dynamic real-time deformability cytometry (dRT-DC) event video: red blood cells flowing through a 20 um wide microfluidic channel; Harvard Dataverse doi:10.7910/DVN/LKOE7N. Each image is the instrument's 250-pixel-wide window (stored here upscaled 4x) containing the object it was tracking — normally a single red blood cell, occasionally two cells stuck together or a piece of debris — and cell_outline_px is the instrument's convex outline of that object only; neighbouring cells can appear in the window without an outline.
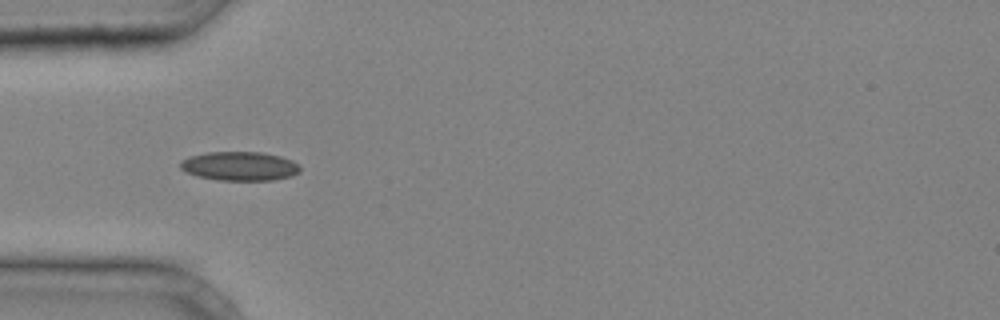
{"species": "common noctule bat (a hibernating species)", "species_latin": "Nyctalus noctula", "temperature_condition": "cold", "stored_images_in_passage": 39, "camera_frame_rate_fps": 3000, "um_per_image_px": 0.085, "animal": {"sex": "male", "body_mass_g": 20.4}, "frame": {"image": 1, "passage_image": 12, "time_ms": 3.667, "image_size_px": [1000, 320], "cell_outline_px": [[300, 172], [292, 176], [272, 180], [220, 180], [196, 176], [180, 168], [180, 160], [188, 156], [208, 152], [260, 152], [280, 156], [292, 160], [300, 164]], "centroid_in_image_um": [20.38, 14.11], "position_along_channel_um": 64.6, "area_um2": 20.35}}